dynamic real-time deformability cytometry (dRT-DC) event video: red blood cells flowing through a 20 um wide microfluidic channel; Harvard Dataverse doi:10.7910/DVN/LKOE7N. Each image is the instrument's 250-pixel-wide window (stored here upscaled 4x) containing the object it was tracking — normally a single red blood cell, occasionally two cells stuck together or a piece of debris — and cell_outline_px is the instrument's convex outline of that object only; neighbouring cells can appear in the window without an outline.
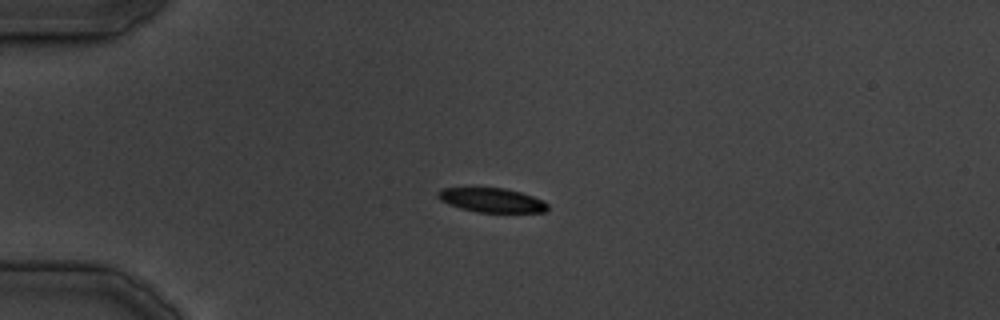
{"species": "common noctule bat (a hibernating species)", "species_latin": "Nyctalus noctula", "temperature_condition": "cold", "stored_images_in_passage": 28, "camera_frame_rate_fps": 3000, "um_per_image_px": 0.085, "animal": {"sex": "male", "body_mass_g": 19.5, "forearm_length_mm": 54.6}, "frame": {"image": 1, "passage_image": 5, "time_ms": 4.333, "image_size_px": [1000, 320], "cell_outline_px": [[548, 208], [544, 212], [476, 212], [460, 208], [448, 204], [440, 200], [436, 196], [436, 192], [440, 188], [504, 188], [520, 192], [544, 200], [548, 204]], "centroid_in_image_um": [41.77, 17.01], "position_along_channel_um": 43.2, "area_um2": 15.55}}
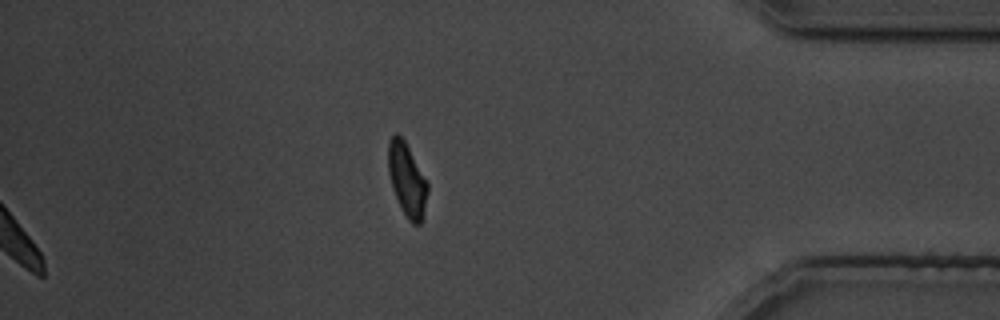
{"frame": {"image": 2, "passage_image": 28, "time_ms": 33.0, "image_size_px": [1000, 320], "cell_outline_px": [[428, 192], [420, 224], [412, 224], [408, 220], [392, 188], [388, 172], [388, 140], [396, 132], [404, 140], [428, 184]], "centroid_in_image_um": [34.57, 15.25], "position_along_channel_um": 400.6, "area_um2": 16.36}}